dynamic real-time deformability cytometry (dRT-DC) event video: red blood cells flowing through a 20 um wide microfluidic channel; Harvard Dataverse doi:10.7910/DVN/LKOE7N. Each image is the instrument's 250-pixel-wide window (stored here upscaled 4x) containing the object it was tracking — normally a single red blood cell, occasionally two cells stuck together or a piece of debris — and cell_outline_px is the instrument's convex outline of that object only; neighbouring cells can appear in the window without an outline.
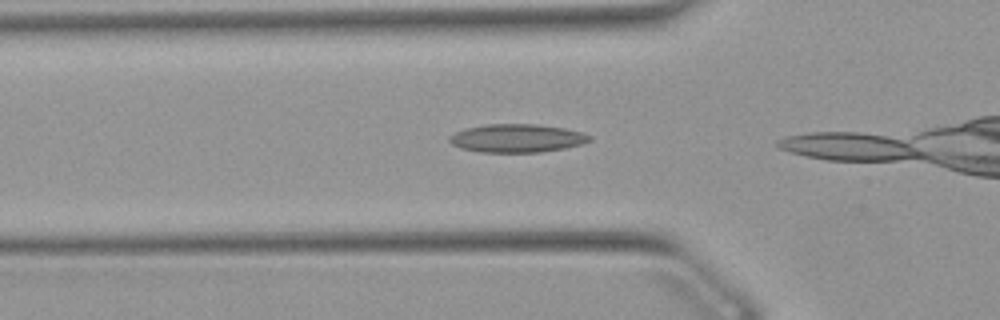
{"species": "Egyptian fruit bat (a non-hibernating species)", "species_latin": "Rousettus aegyptiacus", "temperature_condition": "warm", "stored_images_in_passage": 13, "camera_frame_rate_fps": 3000, "um_per_image_px": 0.085, "animal": {"sex": "female"}, "frame": {"image": 1, "passage_image": 3, "time_ms": 0.667, "image_size_px": [1000, 320], "cell_outline_px": [[592, 140], [580, 144], [564, 148], [540, 152], [480, 152], [460, 148], [452, 144], [448, 140], [448, 136], [464, 128], [484, 124], [536, 124], [564, 128], [584, 132], [592, 136]], "centroid_in_image_um": [43.92, 11.74], "position_along_channel_um": 81.9, "area_um2": 23.24}}
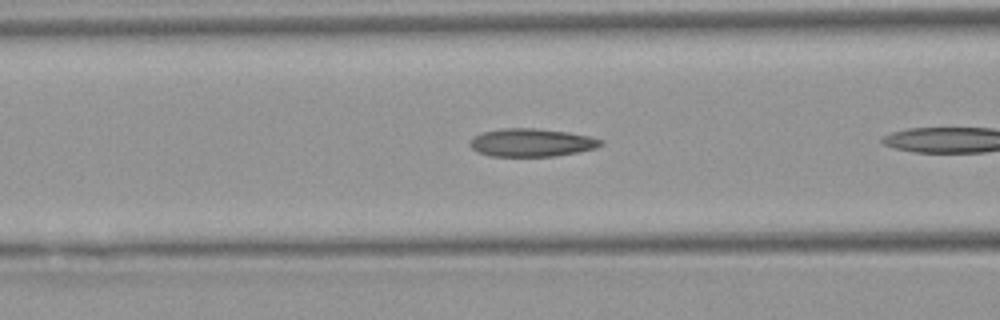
{"frame": {"image": 2, "passage_image": 6, "time_ms": 1.667, "image_size_px": [1000, 320], "cell_outline_px": [[604, 144], [596, 148], [556, 156], [488, 156], [472, 148], [468, 144], [472, 136], [484, 132], [504, 128], [536, 128], [568, 132], [592, 136], [604, 140]], "centroid_in_image_um": [45.21, 12.11], "position_along_channel_um": 121.4, "area_um2": 21.5}}